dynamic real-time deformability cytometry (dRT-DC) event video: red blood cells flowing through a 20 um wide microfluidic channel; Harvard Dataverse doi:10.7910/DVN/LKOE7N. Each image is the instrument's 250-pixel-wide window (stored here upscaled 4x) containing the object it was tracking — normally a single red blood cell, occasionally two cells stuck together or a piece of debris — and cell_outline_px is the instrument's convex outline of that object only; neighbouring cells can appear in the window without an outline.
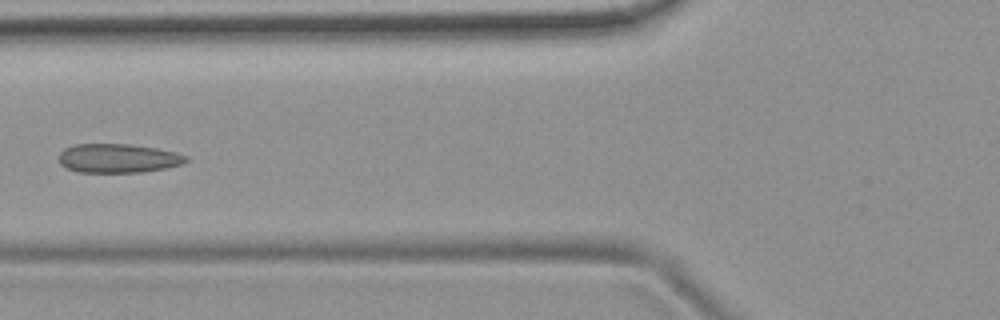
{"species": "common noctule bat (a hibernating species)", "species_latin": "Nyctalus noctula", "temperature_condition": "room temperature", "stored_images_in_passage": 5, "camera_frame_rate_fps": 3000, "um_per_image_px": 0.085, "animal": {"sex": "female", "body_mass_g": 19.9}, "frame": {"image": 1, "passage_image": 5, "time_ms": 4.667, "image_size_px": [1000, 320], "cell_outline_px": [[188, 160], [180, 164], [164, 168], [140, 172], [76, 172], [64, 168], [60, 164], [60, 152], [64, 148], [76, 144], [132, 144], [156, 148], [176, 152], [188, 156]], "centroid_in_image_um": [10.01, 13.45], "position_along_channel_um": 115.8, "area_um2": 21.5}}